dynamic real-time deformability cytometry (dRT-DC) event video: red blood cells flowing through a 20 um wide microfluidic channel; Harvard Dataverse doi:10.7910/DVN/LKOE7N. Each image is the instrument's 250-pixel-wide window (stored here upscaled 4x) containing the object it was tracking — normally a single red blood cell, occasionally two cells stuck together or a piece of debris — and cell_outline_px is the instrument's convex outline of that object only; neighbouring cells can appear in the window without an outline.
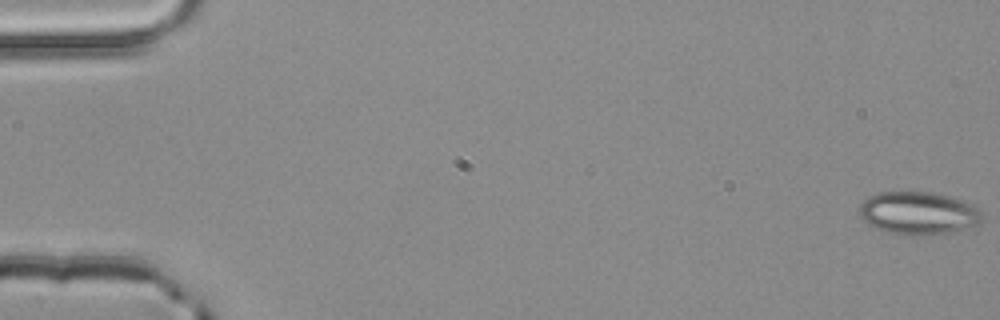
{"species": "common noctule bat (a hibernating species)", "species_latin": "Nyctalus noctula", "temperature_condition": "room temperature", "stored_images_in_passage": 4, "camera_frame_rate_fps": 3000, "um_per_image_px": 0.085, "animal": {"sex": "male", "body_mass_g": 20.4}, "frame": {"image": 1, "passage_image": 1, "time_ms": 0.0, "image_size_px": [1000, 320], "cell_outline_px": [[980, 220], [976, 224], [956, 232], [920, 236], [904, 236], [884, 232], [868, 224], [860, 216], [860, 204], [868, 196], [876, 192], [928, 192], [952, 196], [972, 204], [980, 208]], "centroid_in_image_um": [78.03, 18.13], "position_along_channel_um": 7.0, "area_um2": 31.04}}
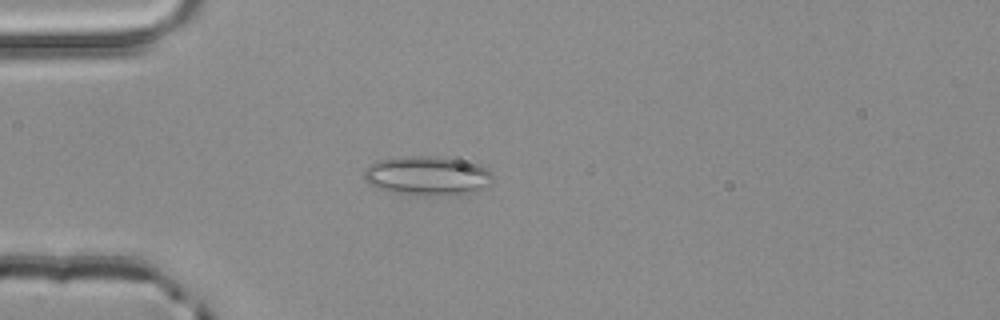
{"frame": {"image": 2, "passage_image": 4, "time_ms": 1.0, "image_size_px": [1000, 320], "cell_outline_px": [[492, 176], [488, 188], [480, 192], [392, 192], [376, 188], [368, 184], [364, 180], [364, 168], [368, 164], [380, 160], [400, 156], [436, 156], [460, 160], [476, 164], [492, 172]], "centroid_in_image_um": [36.28, 14.88], "position_along_channel_um": 48.7, "area_um2": 28.5}}